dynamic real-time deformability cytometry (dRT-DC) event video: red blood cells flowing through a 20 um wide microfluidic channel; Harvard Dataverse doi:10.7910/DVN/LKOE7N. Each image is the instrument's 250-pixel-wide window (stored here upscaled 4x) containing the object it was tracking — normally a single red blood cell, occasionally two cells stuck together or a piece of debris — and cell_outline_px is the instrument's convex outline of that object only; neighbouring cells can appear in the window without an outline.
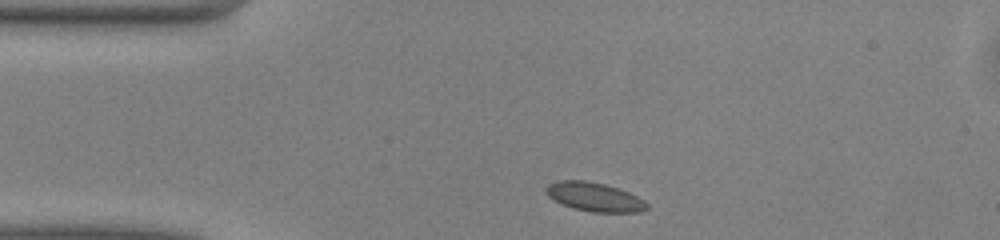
{"species": "common noctule bat (a hibernating species)", "species_latin": "Nyctalus noctula", "temperature_condition": "warm", "stored_images_in_passage": 41, "camera_frame_rate_fps": 3000, "um_per_image_px": 0.085, "animal": {"sex": "male", "body_mass_g": 13.0, "forearm_length_mm": 53.1}, "frame": {"image": 1, "passage_image": 1, "time_ms": 0.0, "image_size_px": [1000, 240], "cell_outline_px": [[648, 208], [640, 212], [592, 212], [572, 208], [548, 196], [544, 188], [548, 184], [560, 180], [584, 180], [604, 184], [628, 192], [644, 200], [648, 204]], "centroid_in_image_um": [50.52, 16.74], "position_along_channel_um": 34.5, "area_um2": 16.82}}
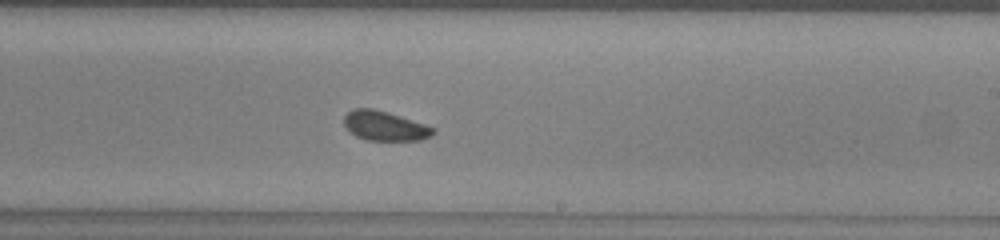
{"frame": {"image": 2, "passage_image": 20, "time_ms": 6.333, "image_size_px": [1000, 240], "cell_outline_px": [[436, 132], [432, 136], [420, 140], [368, 140], [356, 136], [348, 132], [344, 124], [344, 116], [352, 108], [372, 108], [388, 112], [436, 128]], "centroid_in_image_um": [32.7, 10.7], "position_along_channel_um": 256.3, "area_um2": 15.43}}
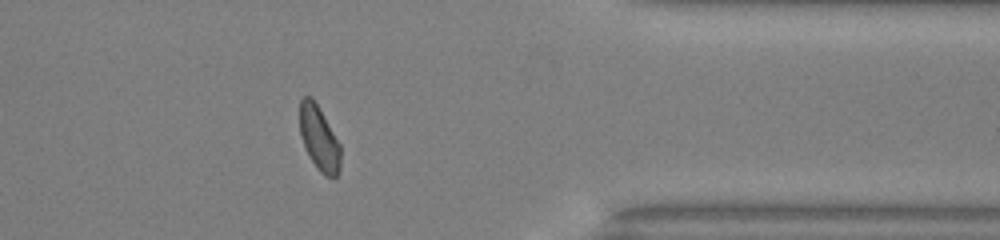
{"frame": {"image": 3, "passage_image": 31, "time_ms": 10.0, "image_size_px": [1000, 240], "cell_outline_px": [[340, 172], [336, 176], [324, 176], [316, 168], [308, 156], [300, 136], [300, 100], [304, 96], [308, 96], [316, 104], [340, 144]], "centroid_in_image_um": [27.11, 11.82], "position_along_channel_um": 384.3, "area_um2": 15.14}, "authors_computed_cell_mechanics": {"area_um2": 16.0684, "velocity_mm_per_s": 4.0346, "shape_relaxation_time_tau1_ms": 2.4094, "shape_relaxation_time_tau2_ms": null, "deformation_change_tau1": 0.0586, "deformation_change_tau2": null}}